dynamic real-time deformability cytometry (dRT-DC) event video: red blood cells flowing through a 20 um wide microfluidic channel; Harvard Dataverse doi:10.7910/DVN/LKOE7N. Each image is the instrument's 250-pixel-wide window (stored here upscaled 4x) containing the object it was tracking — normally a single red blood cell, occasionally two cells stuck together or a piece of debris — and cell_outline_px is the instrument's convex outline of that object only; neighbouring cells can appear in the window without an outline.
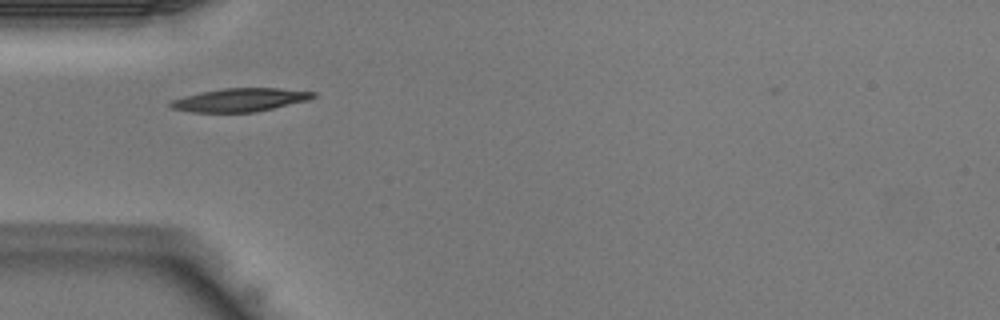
{"species": "Egyptian fruit bat (a non-hibernating species)", "species_latin": "Rousettus aegyptiacus", "temperature_condition": "warm", "stored_images_in_passage": 30, "camera_frame_rate_fps": 3000, "um_per_image_px": 0.085, "animal": {"sex": "male"}, "frame": {"image": 1, "passage_image": 1, "time_ms": 0.0, "image_size_px": [1000, 320], "cell_outline_px": [[316, 96], [308, 100], [256, 112], [192, 112], [172, 108], [168, 104], [172, 100], [184, 96], [200, 92], [224, 88], [280, 88], [316, 92]], "centroid_in_image_um": [20.41, 8.49], "position_along_channel_um": 64.6, "area_um2": 19.31}}
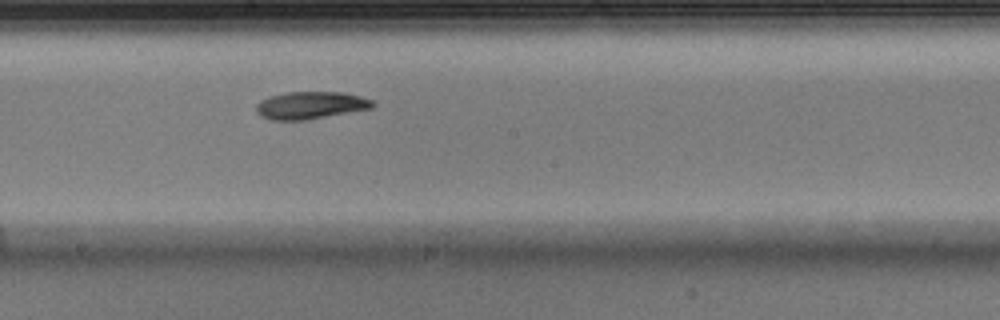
{"frame": {"image": 2, "passage_image": 11, "time_ms": 3.333, "image_size_px": [1000, 320], "cell_outline_px": [[376, 104], [372, 108], [304, 120], [272, 120], [260, 116], [256, 112], [256, 104], [260, 100], [268, 96], [284, 92], [344, 92], [360, 96], [372, 100]], "centroid_in_image_um": [26.36, 8.94], "position_along_channel_um": 221.8, "area_um2": 18.67}}
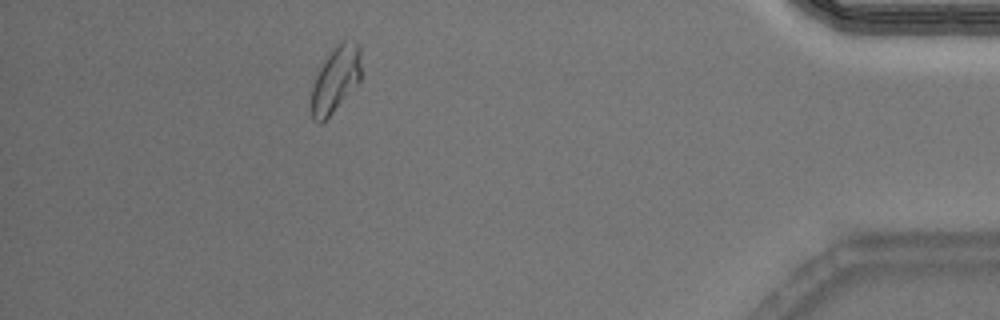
{"frame": {"image": 3, "passage_image": 26, "time_ms": 8.333, "image_size_px": [1000, 320], "cell_outline_px": [[360, 80], [332, 112], [320, 124], [316, 124], [312, 120], [312, 84], [328, 52], [340, 40], [344, 40], [356, 44], [360, 48]], "centroid_in_image_um": [28.5, 6.73], "position_along_channel_um": 406.7, "area_um2": 18.79}}